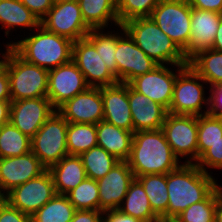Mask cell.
I'll return each instance as SVG.
<instances>
[{
    "mask_svg": "<svg viewBox=\"0 0 222 222\" xmlns=\"http://www.w3.org/2000/svg\"><path fill=\"white\" fill-rule=\"evenodd\" d=\"M180 162L162 129L134 132L127 163L135 177L167 174L177 169Z\"/></svg>",
    "mask_w": 222,
    "mask_h": 222,
    "instance_id": "cell-1",
    "label": "cell"
},
{
    "mask_svg": "<svg viewBox=\"0 0 222 222\" xmlns=\"http://www.w3.org/2000/svg\"><path fill=\"white\" fill-rule=\"evenodd\" d=\"M212 173H205L195 163H183L167 173L168 219L203 201L218 186Z\"/></svg>",
    "mask_w": 222,
    "mask_h": 222,
    "instance_id": "cell-2",
    "label": "cell"
},
{
    "mask_svg": "<svg viewBox=\"0 0 222 222\" xmlns=\"http://www.w3.org/2000/svg\"><path fill=\"white\" fill-rule=\"evenodd\" d=\"M35 31L37 33L31 31L33 33L23 39L21 37L17 42H7L6 46H10L25 61L48 71L72 60V40L50 32L41 25Z\"/></svg>",
    "mask_w": 222,
    "mask_h": 222,
    "instance_id": "cell-3",
    "label": "cell"
},
{
    "mask_svg": "<svg viewBox=\"0 0 222 222\" xmlns=\"http://www.w3.org/2000/svg\"><path fill=\"white\" fill-rule=\"evenodd\" d=\"M135 44L158 65H188L184 52L151 17H138L122 24Z\"/></svg>",
    "mask_w": 222,
    "mask_h": 222,
    "instance_id": "cell-4",
    "label": "cell"
},
{
    "mask_svg": "<svg viewBox=\"0 0 222 222\" xmlns=\"http://www.w3.org/2000/svg\"><path fill=\"white\" fill-rule=\"evenodd\" d=\"M2 62L7 66L11 101L47 97L48 70L22 59L10 46H4Z\"/></svg>",
    "mask_w": 222,
    "mask_h": 222,
    "instance_id": "cell-5",
    "label": "cell"
},
{
    "mask_svg": "<svg viewBox=\"0 0 222 222\" xmlns=\"http://www.w3.org/2000/svg\"><path fill=\"white\" fill-rule=\"evenodd\" d=\"M203 85L208 86L207 82L188 64L176 77L168 112L195 116L207 114L209 96H205L206 88ZM205 106H207L206 110H202Z\"/></svg>",
    "mask_w": 222,
    "mask_h": 222,
    "instance_id": "cell-6",
    "label": "cell"
},
{
    "mask_svg": "<svg viewBox=\"0 0 222 222\" xmlns=\"http://www.w3.org/2000/svg\"><path fill=\"white\" fill-rule=\"evenodd\" d=\"M68 122L55 110L31 138V151L48 170L68 155Z\"/></svg>",
    "mask_w": 222,
    "mask_h": 222,
    "instance_id": "cell-7",
    "label": "cell"
},
{
    "mask_svg": "<svg viewBox=\"0 0 222 222\" xmlns=\"http://www.w3.org/2000/svg\"><path fill=\"white\" fill-rule=\"evenodd\" d=\"M150 17L186 56L191 33L189 0H160Z\"/></svg>",
    "mask_w": 222,
    "mask_h": 222,
    "instance_id": "cell-8",
    "label": "cell"
},
{
    "mask_svg": "<svg viewBox=\"0 0 222 222\" xmlns=\"http://www.w3.org/2000/svg\"><path fill=\"white\" fill-rule=\"evenodd\" d=\"M161 129L173 153L179 159L186 157L184 163H196L198 160V116L168 112Z\"/></svg>",
    "mask_w": 222,
    "mask_h": 222,
    "instance_id": "cell-9",
    "label": "cell"
},
{
    "mask_svg": "<svg viewBox=\"0 0 222 222\" xmlns=\"http://www.w3.org/2000/svg\"><path fill=\"white\" fill-rule=\"evenodd\" d=\"M40 25L57 35L77 41L86 37L91 29L84 22L77 0H55Z\"/></svg>",
    "mask_w": 222,
    "mask_h": 222,
    "instance_id": "cell-10",
    "label": "cell"
},
{
    "mask_svg": "<svg viewBox=\"0 0 222 222\" xmlns=\"http://www.w3.org/2000/svg\"><path fill=\"white\" fill-rule=\"evenodd\" d=\"M51 173L46 170L37 178L14 187L6 201L22 213L32 216L56 195Z\"/></svg>",
    "mask_w": 222,
    "mask_h": 222,
    "instance_id": "cell-11",
    "label": "cell"
},
{
    "mask_svg": "<svg viewBox=\"0 0 222 222\" xmlns=\"http://www.w3.org/2000/svg\"><path fill=\"white\" fill-rule=\"evenodd\" d=\"M169 66L176 70L174 65H158L152 71L135 77L128 84L135 91L169 110L176 77L187 65H177L176 71L168 68Z\"/></svg>",
    "mask_w": 222,
    "mask_h": 222,
    "instance_id": "cell-12",
    "label": "cell"
},
{
    "mask_svg": "<svg viewBox=\"0 0 222 222\" xmlns=\"http://www.w3.org/2000/svg\"><path fill=\"white\" fill-rule=\"evenodd\" d=\"M89 87L73 60L48 71L47 98L55 110Z\"/></svg>",
    "mask_w": 222,
    "mask_h": 222,
    "instance_id": "cell-13",
    "label": "cell"
},
{
    "mask_svg": "<svg viewBox=\"0 0 222 222\" xmlns=\"http://www.w3.org/2000/svg\"><path fill=\"white\" fill-rule=\"evenodd\" d=\"M72 60L90 87H104L118 83L117 78L97 53L95 45L87 37L73 42Z\"/></svg>",
    "mask_w": 222,
    "mask_h": 222,
    "instance_id": "cell-14",
    "label": "cell"
},
{
    "mask_svg": "<svg viewBox=\"0 0 222 222\" xmlns=\"http://www.w3.org/2000/svg\"><path fill=\"white\" fill-rule=\"evenodd\" d=\"M115 59L117 80L127 84L135 77L148 73L158 66L135 44L127 32L121 34L117 40Z\"/></svg>",
    "mask_w": 222,
    "mask_h": 222,
    "instance_id": "cell-15",
    "label": "cell"
},
{
    "mask_svg": "<svg viewBox=\"0 0 222 222\" xmlns=\"http://www.w3.org/2000/svg\"><path fill=\"white\" fill-rule=\"evenodd\" d=\"M54 111L47 97L11 101L10 122L32 138Z\"/></svg>",
    "mask_w": 222,
    "mask_h": 222,
    "instance_id": "cell-16",
    "label": "cell"
},
{
    "mask_svg": "<svg viewBox=\"0 0 222 222\" xmlns=\"http://www.w3.org/2000/svg\"><path fill=\"white\" fill-rule=\"evenodd\" d=\"M68 123L98 124L104 118L101 87H89L56 110Z\"/></svg>",
    "mask_w": 222,
    "mask_h": 222,
    "instance_id": "cell-17",
    "label": "cell"
},
{
    "mask_svg": "<svg viewBox=\"0 0 222 222\" xmlns=\"http://www.w3.org/2000/svg\"><path fill=\"white\" fill-rule=\"evenodd\" d=\"M134 178L127 161H119L104 177L98 179L99 211L118 209Z\"/></svg>",
    "mask_w": 222,
    "mask_h": 222,
    "instance_id": "cell-18",
    "label": "cell"
},
{
    "mask_svg": "<svg viewBox=\"0 0 222 222\" xmlns=\"http://www.w3.org/2000/svg\"><path fill=\"white\" fill-rule=\"evenodd\" d=\"M46 170L32 151L21 156L0 158V187L7 194L14 187L37 178Z\"/></svg>",
    "mask_w": 222,
    "mask_h": 222,
    "instance_id": "cell-19",
    "label": "cell"
},
{
    "mask_svg": "<svg viewBox=\"0 0 222 222\" xmlns=\"http://www.w3.org/2000/svg\"><path fill=\"white\" fill-rule=\"evenodd\" d=\"M221 18L220 13L191 7V33L185 56L188 62L199 52L212 47Z\"/></svg>",
    "mask_w": 222,
    "mask_h": 222,
    "instance_id": "cell-20",
    "label": "cell"
},
{
    "mask_svg": "<svg viewBox=\"0 0 222 222\" xmlns=\"http://www.w3.org/2000/svg\"><path fill=\"white\" fill-rule=\"evenodd\" d=\"M103 100V120L133 132L132 114L128 100V84L118 82L101 87Z\"/></svg>",
    "mask_w": 222,
    "mask_h": 222,
    "instance_id": "cell-21",
    "label": "cell"
},
{
    "mask_svg": "<svg viewBox=\"0 0 222 222\" xmlns=\"http://www.w3.org/2000/svg\"><path fill=\"white\" fill-rule=\"evenodd\" d=\"M128 100L132 114L133 132L162 128L168 114V110L164 106L135 91L129 84Z\"/></svg>",
    "mask_w": 222,
    "mask_h": 222,
    "instance_id": "cell-22",
    "label": "cell"
},
{
    "mask_svg": "<svg viewBox=\"0 0 222 222\" xmlns=\"http://www.w3.org/2000/svg\"><path fill=\"white\" fill-rule=\"evenodd\" d=\"M97 146L102 147L119 161H127L134 132L112 125L101 120L96 124Z\"/></svg>",
    "mask_w": 222,
    "mask_h": 222,
    "instance_id": "cell-23",
    "label": "cell"
},
{
    "mask_svg": "<svg viewBox=\"0 0 222 222\" xmlns=\"http://www.w3.org/2000/svg\"><path fill=\"white\" fill-rule=\"evenodd\" d=\"M51 173L57 194L66 195L87 178L79 155H66L57 164L51 166Z\"/></svg>",
    "mask_w": 222,
    "mask_h": 222,
    "instance_id": "cell-24",
    "label": "cell"
},
{
    "mask_svg": "<svg viewBox=\"0 0 222 222\" xmlns=\"http://www.w3.org/2000/svg\"><path fill=\"white\" fill-rule=\"evenodd\" d=\"M84 22L90 29L108 28L109 24L117 27V0H77ZM113 23H112V22ZM110 22V23H109Z\"/></svg>",
    "mask_w": 222,
    "mask_h": 222,
    "instance_id": "cell-25",
    "label": "cell"
},
{
    "mask_svg": "<svg viewBox=\"0 0 222 222\" xmlns=\"http://www.w3.org/2000/svg\"><path fill=\"white\" fill-rule=\"evenodd\" d=\"M0 25L9 36L16 27L32 31L40 25V20L20 0H0Z\"/></svg>",
    "mask_w": 222,
    "mask_h": 222,
    "instance_id": "cell-26",
    "label": "cell"
},
{
    "mask_svg": "<svg viewBox=\"0 0 222 222\" xmlns=\"http://www.w3.org/2000/svg\"><path fill=\"white\" fill-rule=\"evenodd\" d=\"M118 209L141 222H159L160 218L152 211L149 199L142 184L134 178Z\"/></svg>",
    "mask_w": 222,
    "mask_h": 222,
    "instance_id": "cell-27",
    "label": "cell"
},
{
    "mask_svg": "<svg viewBox=\"0 0 222 222\" xmlns=\"http://www.w3.org/2000/svg\"><path fill=\"white\" fill-rule=\"evenodd\" d=\"M135 178L142 184L152 211L160 219H168L167 174H150Z\"/></svg>",
    "mask_w": 222,
    "mask_h": 222,
    "instance_id": "cell-28",
    "label": "cell"
},
{
    "mask_svg": "<svg viewBox=\"0 0 222 222\" xmlns=\"http://www.w3.org/2000/svg\"><path fill=\"white\" fill-rule=\"evenodd\" d=\"M117 28H121L119 32L113 33L112 31L104 32L101 29H91L89 34L86 36L96 48L98 54H100L103 62L106 64L110 72L117 78V63L115 59L117 40L121 37L120 34H124V26L118 25ZM113 33V34H112Z\"/></svg>",
    "mask_w": 222,
    "mask_h": 222,
    "instance_id": "cell-29",
    "label": "cell"
},
{
    "mask_svg": "<svg viewBox=\"0 0 222 222\" xmlns=\"http://www.w3.org/2000/svg\"><path fill=\"white\" fill-rule=\"evenodd\" d=\"M188 64L210 87L222 83V52L212 48L201 51Z\"/></svg>",
    "mask_w": 222,
    "mask_h": 222,
    "instance_id": "cell-30",
    "label": "cell"
},
{
    "mask_svg": "<svg viewBox=\"0 0 222 222\" xmlns=\"http://www.w3.org/2000/svg\"><path fill=\"white\" fill-rule=\"evenodd\" d=\"M66 141L68 155H80L96 147V125L88 123H68Z\"/></svg>",
    "mask_w": 222,
    "mask_h": 222,
    "instance_id": "cell-31",
    "label": "cell"
},
{
    "mask_svg": "<svg viewBox=\"0 0 222 222\" xmlns=\"http://www.w3.org/2000/svg\"><path fill=\"white\" fill-rule=\"evenodd\" d=\"M75 211L67 195L56 194L31 216V220L32 222H71Z\"/></svg>",
    "mask_w": 222,
    "mask_h": 222,
    "instance_id": "cell-32",
    "label": "cell"
},
{
    "mask_svg": "<svg viewBox=\"0 0 222 222\" xmlns=\"http://www.w3.org/2000/svg\"><path fill=\"white\" fill-rule=\"evenodd\" d=\"M31 151V138L11 122L0 128V158L21 156Z\"/></svg>",
    "mask_w": 222,
    "mask_h": 222,
    "instance_id": "cell-33",
    "label": "cell"
},
{
    "mask_svg": "<svg viewBox=\"0 0 222 222\" xmlns=\"http://www.w3.org/2000/svg\"><path fill=\"white\" fill-rule=\"evenodd\" d=\"M79 156L85 168L87 178L93 180L104 177L119 162L113 155L99 146L93 147Z\"/></svg>",
    "mask_w": 222,
    "mask_h": 222,
    "instance_id": "cell-34",
    "label": "cell"
},
{
    "mask_svg": "<svg viewBox=\"0 0 222 222\" xmlns=\"http://www.w3.org/2000/svg\"><path fill=\"white\" fill-rule=\"evenodd\" d=\"M66 195L76 210L99 211V190L97 180L86 178Z\"/></svg>",
    "mask_w": 222,
    "mask_h": 222,
    "instance_id": "cell-35",
    "label": "cell"
},
{
    "mask_svg": "<svg viewBox=\"0 0 222 222\" xmlns=\"http://www.w3.org/2000/svg\"><path fill=\"white\" fill-rule=\"evenodd\" d=\"M220 138H222V117L209 113L198 116V159Z\"/></svg>",
    "mask_w": 222,
    "mask_h": 222,
    "instance_id": "cell-36",
    "label": "cell"
},
{
    "mask_svg": "<svg viewBox=\"0 0 222 222\" xmlns=\"http://www.w3.org/2000/svg\"><path fill=\"white\" fill-rule=\"evenodd\" d=\"M217 206V187L201 202L192 204L176 218L178 222H214Z\"/></svg>",
    "mask_w": 222,
    "mask_h": 222,
    "instance_id": "cell-37",
    "label": "cell"
},
{
    "mask_svg": "<svg viewBox=\"0 0 222 222\" xmlns=\"http://www.w3.org/2000/svg\"><path fill=\"white\" fill-rule=\"evenodd\" d=\"M160 0H117L119 24L138 17H150Z\"/></svg>",
    "mask_w": 222,
    "mask_h": 222,
    "instance_id": "cell-38",
    "label": "cell"
},
{
    "mask_svg": "<svg viewBox=\"0 0 222 222\" xmlns=\"http://www.w3.org/2000/svg\"><path fill=\"white\" fill-rule=\"evenodd\" d=\"M195 164L205 173H210L211 168L222 169V138L211 144Z\"/></svg>",
    "mask_w": 222,
    "mask_h": 222,
    "instance_id": "cell-39",
    "label": "cell"
},
{
    "mask_svg": "<svg viewBox=\"0 0 222 222\" xmlns=\"http://www.w3.org/2000/svg\"><path fill=\"white\" fill-rule=\"evenodd\" d=\"M0 222H32L31 216L12 207L7 201L0 206Z\"/></svg>",
    "mask_w": 222,
    "mask_h": 222,
    "instance_id": "cell-40",
    "label": "cell"
},
{
    "mask_svg": "<svg viewBox=\"0 0 222 222\" xmlns=\"http://www.w3.org/2000/svg\"><path fill=\"white\" fill-rule=\"evenodd\" d=\"M207 89L210 92L208 113L213 116L222 117V83L208 87Z\"/></svg>",
    "mask_w": 222,
    "mask_h": 222,
    "instance_id": "cell-41",
    "label": "cell"
},
{
    "mask_svg": "<svg viewBox=\"0 0 222 222\" xmlns=\"http://www.w3.org/2000/svg\"><path fill=\"white\" fill-rule=\"evenodd\" d=\"M39 20L52 8L55 0H20Z\"/></svg>",
    "mask_w": 222,
    "mask_h": 222,
    "instance_id": "cell-42",
    "label": "cell"
},
{
    "mask_svg": "<svg viewBox=\"0 0 222 222\" xmlns=\"http://www.w3.org/2000/svg\"><path fill=\"white\" fill-rule=\"evenodd\" d=\"M71 222H103V211L76 210Z\"/></svg>",
    "mask_w": 222,
    "mask_h": 222,
    "instance_id": "cell-43",
    "label": "cell"
},
{
    "mask_svg": "<svg viewBox=\"0 0 222 222\" xmlns=\"http://www.w3.org/2000/svg\"><path fill=\"white\" fill-rule=\"evenodd\" d=\"M103 222H141L137 218L121 212L119 209L103 211Z\"/></svg>",
    "mask_w": 222,
    "mask_h": 222,
    "instance_id": "cell-44",
    "label": "cell"
},
{
    "mask_svg": "<svg viewBox=\"0 0 222 222\" xmlns=\"http://www.w3.org/2000/svg\"><path fill=\"white\" fill-rule=\"evenodd\" d=\"M0 100H11L8 70L3 62L0 63Z\"/></svg>",
    "mask_w": 222,
    "mask_h": 222,
    "instance_id": "cell-45",
    "label": "cell"
},
{
    "mask_svg": "<svg viewBox=\"0 0 222 222\" xmlns=\"http://www.w3.org/2000/svg\"><path fill=\"white\" fill-rule=\"evenodd\" d=\"M191 7L222 14V0H189Z\"/></svg>",
    "mask_w": 222,
    "mask_h": 222,
    "instance_id": "cell-46",
    "label": "cell"
},
{
    "mask_svg": "<svg viewBox=\"0 0 222 222\" xmlns=\"http://www.w3.org/2000/svg\"><path fill=\"white\" fill-rule=\"evenodd\" d=\"M11 100H0V128L10 122Z\"/></svg>",
    "mask_w": 222,
    "mask_h": 222,
    "instance_id": "cell-47",
    "label": "cell"
},
{
    "mask_svg": "<svg viewBox=\"0 0 222 222\" xmlns=\"http://www.w3.org/2000/svg\"><path fill=\"white\" fill-rule=\"evenodd\" d=\"M222 222V186H217V206L215 209V221Z\"/></svg>",
    "mask_w": 222,
    "mask_h": 222,
    "instance_id": "cell-48",
    "label": "cell"
},
{
    "mask_svg": "<svg viewBox=\"0 0 222 222\" xmlns=\"http://www.w3.org/2000/svg\"><path fill=\"white\" fill-rule=\"evenodd\" d=\"M214 50L222 52V18L217 29L216 37L211 47Z\"/></svg>",
    "mask_w": 222,
    "mask_h": 222,
    "instance_id": "cell-49",
    "label": "cell"
},
{
    "mask_svg": "<svg viewBox=\"0 0 222 222\" xmlns=\"http://www.w3.org/2000/svg\"><path fill=\"white\" fill-rule=\"evenodd\" d=\"M6 201V194L2 191L0 187V206Z\"/></svg>",
    "mask_w": 222,
    "mask_h": 222,
    "instance_id": "cell-50",
    "label": "cell"
},
{
    "mask_svg": "<svg viewBox=\"0 0 222 222\" xmlns=\"http://www.w3.org/2000/svg\"><path fill=\"white\" fill-rule=\"evenodd\" d=\"M159 222H178L175 219H160Z\"/></svg>",
    "mask_w": 222,
    "mask_h": 222,
    "instance_id": "cell-51",
    "label": "cell"
},
{
    "mask_svg": "<svg viewBox=\"0 0 222 222\" xmlns=\"http://www.w3.org/2000/svg\"><path fill=\"white\" fill-rule=\"evenodd\" d=\"M2 54V56H0V63L2 62V60H3V57H4V53H1L0 52V55ZM1 57H2V59H1Z\"/></svg>",
    "mask_w": 222,
    "mask_h": 222,
    "instance_id": "cell-52",
    "label": "cell"
}]
</instances>
